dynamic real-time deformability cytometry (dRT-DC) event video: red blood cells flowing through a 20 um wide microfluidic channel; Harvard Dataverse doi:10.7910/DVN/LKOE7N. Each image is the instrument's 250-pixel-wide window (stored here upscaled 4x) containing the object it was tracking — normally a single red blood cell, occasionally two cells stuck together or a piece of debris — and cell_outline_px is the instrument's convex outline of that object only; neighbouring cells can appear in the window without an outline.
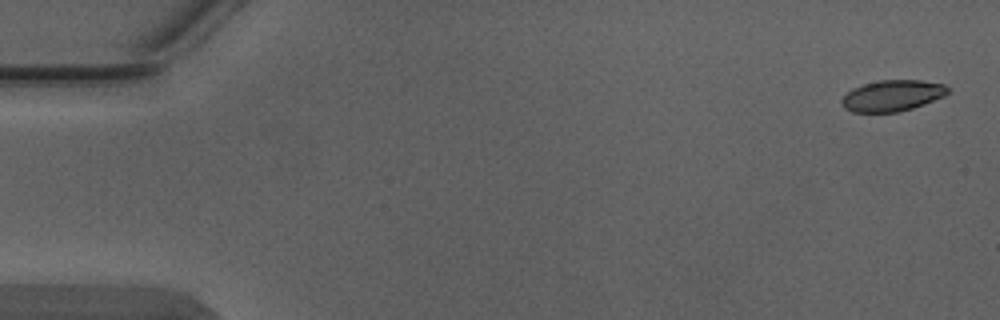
{"species": "Egyptian fruit bat (a non-hibernating species)", "species_latin": "Rousettus aegyptiacus", "temperature_condition": "warm", "stored_images_in_passage": 5, "camera_frame_rate_fps": 3000, "um_per_image_px": 0.085, "animal": {"sex": "male"}, "frame": {"image": 1, "passage_image": 1, "time_ms": 0.0, "image_size_px": [1000, 320], "cell_outline_px": [[952, 88], [944, 96], [924, 104], [912, 108], [896, 112], [852, 112], [844, 108], [840, 104], [840, 100], [852, 88], [864, 84], [880, 80], [920, 80], [944, 84]], "centroid_in_image_um": [75.85, 8.13], "position_along_channel_um": 9.2, "area_um2": 19.31}}
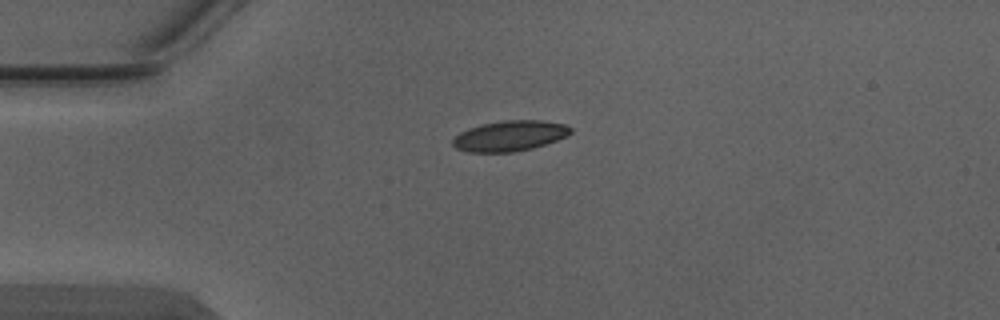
{"frame": {"image": 2, "passage_image": 4, "time_ms": 1.0, "image_size_px": [1000, 320], "cell_outline_px": [[572, 132], [556, 140], [532, 148], [512, 152], [468, 152], [456, 148], [452, 144], [452, 140], [460, 132], [468, 128], [480, 124], [504, 120], [544, 120], [564, 124], [572, 128]], "centroid_in_image_um": [43.3, 11.54], "position_along_channel_um": 41.7, "area_um2": 20.87}}